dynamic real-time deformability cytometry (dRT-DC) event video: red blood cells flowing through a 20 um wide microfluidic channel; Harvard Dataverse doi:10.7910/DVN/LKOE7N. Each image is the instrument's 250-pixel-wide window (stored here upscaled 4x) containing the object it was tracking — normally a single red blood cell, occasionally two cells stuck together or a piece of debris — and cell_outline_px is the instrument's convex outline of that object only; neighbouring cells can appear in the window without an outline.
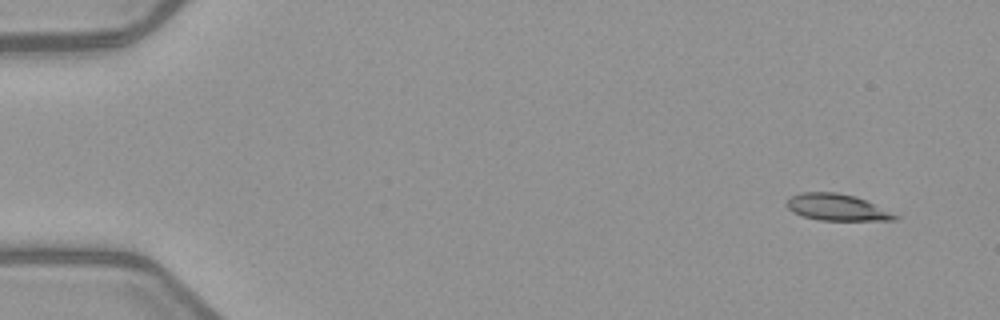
{"species": "common noctule bat (a hibernating species)", "species_latin": "Nyctalus noctula", "temperature_condition": "warm", "stored_images_in_passage": 7, "camera_frame_rate_fps": 3000, "um_per_image_px": 0.085, "animal": {"sex": "female", "body_mass_g": 21.9}, "frame": {"image": 1, "passage_image": 1, "time_ms": 0.0, "image_size_px": [1000, 320], "cell_outline_px": [[900, 216], [896, 220], [820, 220], [804, 216], [792, 212], [788, 208], [788, 200], [792, 196], [800, 192], [836, 192], [856, 196]], "centroid_in_image_um": [71.14, 17.62], "position_along_channel_um": 13.9, "area_um2": 16.53}}
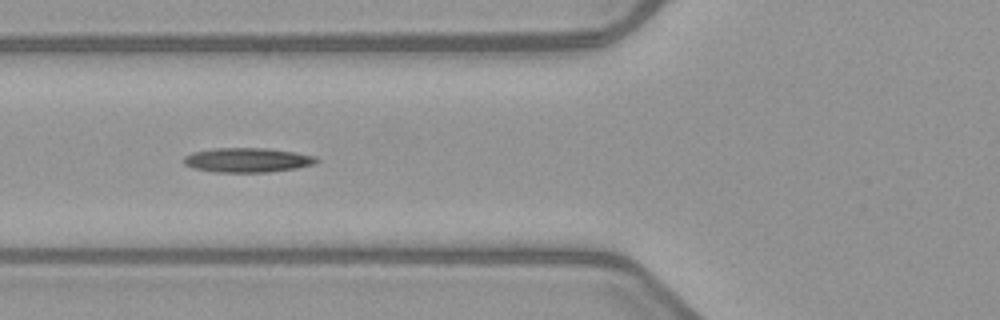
{"frame": {"image": 2, "passage_image": 5, "time_ms": 5.667, "image_size_px": [1000, 320], "cell_outline_px": [[320, 160], [316, 164], [296, 168], [268, 172], [216, 172], [196, 168], [184, 164], [184, 156], [192, 152], [212, 148], [268, 148], [316, 156]], "centroid_in_image_um": [21.05, 13.6], "position_along_channel_um": 104.7, "area_um2": 18.9}}
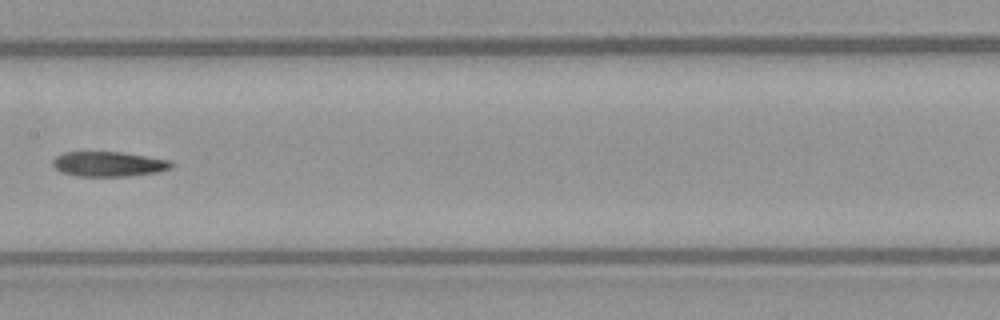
{"frame": {"image": 3, "passage_image": 7, "time_ms": 8.0, "image_size_px": [1000, 320], "cell_outline_px": [[176, 164], [172, 168], [156, 172], [132, 176], [76, 176], [60, 172], [52, 164], [52, 160], [56, 156], [64, 152], [120, 152], [172, 160]], "centroid_in_image_um": [9.26, 13.94], "position_along_channel_um": 198.1, "area_um2": 17.4}}